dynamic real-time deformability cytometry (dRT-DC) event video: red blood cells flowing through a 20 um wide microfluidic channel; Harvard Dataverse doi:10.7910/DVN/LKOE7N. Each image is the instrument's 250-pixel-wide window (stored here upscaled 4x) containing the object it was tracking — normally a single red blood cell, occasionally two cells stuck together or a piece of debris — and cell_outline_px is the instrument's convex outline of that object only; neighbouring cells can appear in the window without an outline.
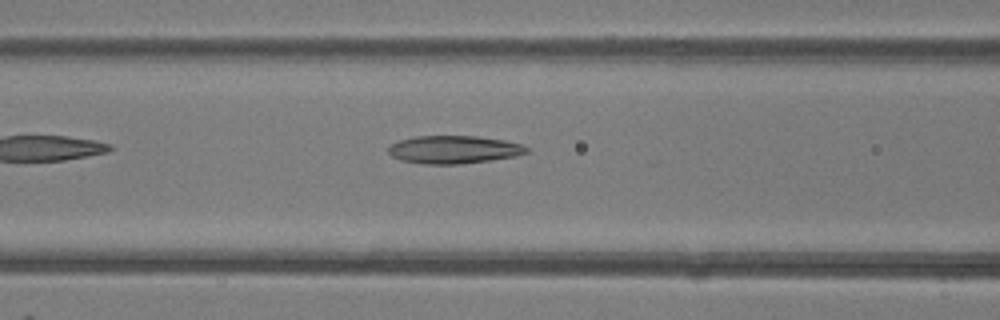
{"species": "common noctule bat (a hibernating species)", "species_latin": "Nyctalus noctula", "temperature_condition": "room temperature", "stored_images_in_passage": 14, "camera_frame_rate_fps": 3000, "um_per_image_px": 0.085, "animal": {"sex": "female"}, "frame": {"image": 1, "passage_image": 6, "time_ms": 1.667, "image_size_px": [1000, 320], "cell_outline_px": [[528, 152], [516, 156], [460, 164], [424, 164], [400, 160], [392, 156], [388, 152], [388, 148], [392, 144], [400, 140], [416, 136], [476, 136], [504, 140], [520, 144], [528, 148]], "centroid_in_image_um": [38.55, 12.71], "position_along_channel_um": 128.0, "area_um2": 22.31}}
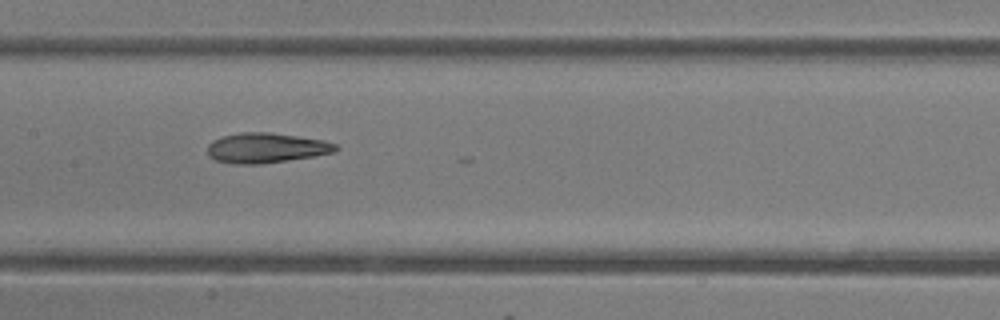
{"frame": {"image": 2, "passage_image": 10, "time_ms": 3.0, "image_size_px": [1000, 320], "cell_outline_px": [[340, 148], [336, 152], [312, 156], [260, 164], [236, 164], [216, 160], [208, 152], [208, 144], [212, 140], [224, 136], [240, 132], [268, 132], [324, 140], [336, 144]], "centroid_in_image_um": [22.64, 12.56], "position_along_channel_um": 184.8, "area_um2": 22.2}}
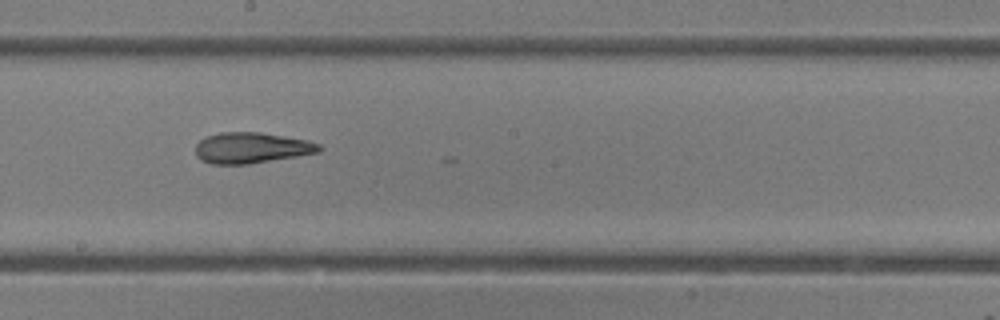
{"frame": {"image": 3, "passage_image": 13, "time_ms": 4.0, "image_size_px": [1000, 320], "cell_outline_px": [[324, 148], [320, 152], [248, 164], [212, 164], [200, 160], [196, 156], [196, 144], [200, 140], [208, 136], [220, 132], [260, 132], [308, 140], [320, 144]], "centroid_in_image_um": [21.38, 12.56], "position_along_channel_um": 226.8, "area_um2": 22.25}}